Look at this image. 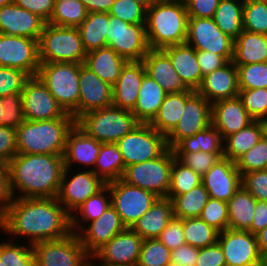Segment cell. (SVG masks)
I'll use <instances>...</instances> for the list:
<instances>
[{"mask_svg": "<svg viewBox=\"0 0 267 266\" xmlns=\"http://www.w3.org/2000/svg\"><path fill=\"white\" fill-rule=\"evenodd\" d=\"M173 149L168 148L160 157L125 167L122 180L128 184L166 198L170 187Z\"/></svg>", "mask_w": 267, "mask_h": 266, "instance_id": "8", "label": "cell"}, {"mask_svg": "<svg viewBox=\"0 0 267 266\" xmlns=\"http://www.w3.org/2000/svg\"><path fill=\"white\" fill-rule=\"evenodd\" d=\"M197 60L203 76L228 63L222 55L202 50H197Z\"/></svg>", "mask_w": 267, "mask_h": 266, "instance_id": "65", "label": "cell"}, {"mask_svg": "<svg viewBox=\"0 0 267 266\" xmlns=\"http://www.w3.org/2000/svg\"><path fill=\"white\" fill-rule=\"evenodd\" d=\"M4 105V126L17 129L24 121L21 93L2 97Z\"/></svg>", "mask_w": 267, "mask_h": 266, "instance_id": "55", "label": "cell"}, {"mask_svg": "<svg viewBox=\"0 0 267 266\" xmlns=\"http://www.w3.org/2000/svg\"><path fill=\"white\" fill-rule=\"evenodd\" d=\"M212 103L194 91L185 101V106L176 127L166 136L167 146L173 149L181 140L195 135L212 124Z\"/></svg>", "mask_w": 267, "mask_h": 266, "instance_id": "16", "label": "cell"}, {"mask_svg": "<svg viewBox=\"0 0 267 266\" xmlns=\"http://www.w3.org/2000/svg\"><path fill=\"white\" fill-rule=\"evenodd\" d=\"M173 216L172 201L168 198H158L131 229L143 240L158 238Z\"/></svg>", "mask_w": 267, "mask_h": 266, "instance_id": "30", "label": "cell"}, {"mask_svg": "<svg viewBox=\"0 0 267 266\" xmlns=\"http://www.w3.org/2000/svg\"><path fill=\"white\" fill-rule=\"evenodd\" d=\"M232 62L236 66L267 62V35L243 30L234 40Z\"/></svg>", "mask_w": 267, "mask_h": 266, "instance_id": "32", "label": "cell"}, {"mask_svg": "<svg viewBox=\"0 0 267 266\" xmlns=\"http://www.w3.org/2000/svg\"><path fill=\"white\" fill-rule=\"evenodd\" d=\"M145 75L143 61H128L117 82L112 86V105L132 111L136 105L139 89Z\"/></svg>", "mask_w": 267, "mask_h": 266, "instance_id": "26", "label": "cell"}, {"mask_svg": "<svg viewBox=\"0 0 267 266\" xmlns=\"http://www.w3.org/2000/svg\"><path fill=\"white\" fill-rule=\"evenodd\" d=\"M109 13H88L78 27L86 53L107 46Z\"/></svg>", "mask_w": 267, "mask_h": 266, "instance_id": "38", "label": "cell"}, {"mask_svg": "<svg viewBox=\"0 0 267 266\" xmlns=\"http://www.w3.org/2000/svg\"><path fill=\"white\" fill-rule=\"evenodd\" d=\"M17 155L16 129L0 126V164L7 163Z\"/></svg>", "mask_w": 267, "mask_h": 266, "instance_id": "59", "label": "cell"}, {"mask_svg": "<svg viewBox=\"0 0 267 266\" xmlns=\"http://www.w3.org/2000/svg\"><path fill=\"white\" fill-rule=\"evenodd\" d=\"M29 77L24 71L0 66V98L21 93Z\"/></svg>", "mask_w": 267, "mask_h": 266, "instance_id": "53", "label": "cell"}, {"mask_svg": "<svg viewBox=\"0 0 267 266\" xmlns=\"http://www.w3.org/2000/svg\"><path fill=\"white\" fill-rule=\"evenodd\" d=\"M223 137L218 129L210 124L204 130L197 132L191 137L184 138L174 148L175 154H189L198 151L214 153L220 159L223 158L224 147L221 142Z\"/></svg>", "mask_w": 267, "mask_h": 266, "instance_id": "36", "label": "cell"}, {"mask_svg": "<svg viewBox=\"0 0 267 266\" xmlns=\"http://www.w3.org/2000/svg\"><path fill=\"white\" fill-rule=\"evenodd\" d=\"M161 50L170 58L174 70L185 85L197 91L204 77L198 64L197 50L187 43L167 46Z\"/></svg>", "mask_w": 267, "mask_h": 266, "instance_id": "28", "label": "cell"}, {"mask_svg": "<svg viewBox=\"0 0 267 266\" xmlns=\"http://www.w3.org/2000/svg\"><path fill=\"white\" fill-rule=\"evenodd\" d=\"M112 103V85L83 64L79 74L78 118L89 111L111 106Z\"/></svg>", "mask_w": 267, "mask_h": 266, "instance_id": "20", "label": "cell"}, {"mask_svg": "<svg viewBox=\"0 0 267 266\" xmlns=\"http://www.w3.org/2000/svg\"><path fill=\"white\" fill-rule=\"evenodd\" d=\"M218 242L227 266H259L260 251L251 232L227 228L219 232Z\"/></svg>", "mask_w": 267, "mask_h": 266, "instance_id": "18", "label": "cell"}, {"mask_svg": "<svg viewBox=\"0 0 267 266\" xmlns=\"http://www.w3.org/2000/svg\"><path fill=\"white\" fill-rule=\"evenodd\" d=\"M35 266H90L87 262L90 256L81 244L76 232L57 239L35 243ZM86 259V260H85Z\"/></svg>", "mask_w": 267, "mask_h": 266, "instance_id": "10", "label": "cell"}, {"mask_svg": "<svg viewBox=\"0 0 267 266\" xmlns=\"http://www.w3.org/2000/svg\"><path fill=\"white\" fill-rule=\"evenodd\" d=\"M243 30L267 35V1L244 0Z\"/></svg>", "mask_w": 267, "mask_h": 266, "instance_id": "45", "label": "cell"}, {"mask_svg": "<svg viewBox=\"0 0 267 266\" xmlns=\"http://www.w3.org/2000/svg\"><path fill=\"white\" fill-rule=\"evenodd\" d=\"M195 266H227L223 250L218 241L207 247L199 248Z\"/></svg>", "mask_w": 267, "mask_h": 266, "instance_id": "60", "label": "cell"}, {"mask_svg": "<svg viewBox=\"0 0 267 266\" xmlns=\"http://www.w3.org/2000/svg\"><path fill=\"white\" fill-rule=\"evenodd\" d=\"M0 66L37 76L40 66L38 40L0 33Z\"/></svg>", "mask_w": 267, "mask_h": 266, "instance_id": "14", "label": "cell"}, {"mask_svg": "<svg viewBox=\"0 0 267 266\" xmlns=\"http://www.w3.org/2000/svg\"><path fill=\"white\" fill-rule=\"evenodd\" d=\"M189 15L184 0H160L146 11L145 29L150 49L183 44Z\"/></svg>", "mask_w": 267, "mask_h": 266, "instance_id": "4", "label": "cell"}, {"mask_svg": "<svg viewBox=\"0 0 267 266\" xmlns=\"http://www.w3.org/2000/svg\"><path fill=\"white\" fill-rule=\"evenodd\" d=\"M175 157L186 167L203 177L220 158L214 153L198 151L189 154H175Z\"/></svg>", "mask_w": 267, "mask_h": 266, "instance_id": "54", "label": "cell"}, {"mask_svg": "<svg viewBox=\"0 0 267 266\" xmlns=\"http://www.w3.org/2000/svg\"><path fill=\"white\" fill-rule=\"evenodd\" d=\"M56 198L17 197L0 219V228L32 238V245L57 240L72 233L71 215Z\"/></svg>", "mask_w": 267, "mask_h": 266, "instance_id": "1", "label": "cell"}, {"mask_svg": "<svg viewBox=\"0 0 267 266\" xmlns=\"http://www.w3.org/2000/svg\"><path fill=\"white\" fill-rule=\"evenodd\" d=\"M200 218L219 232L226 230L229 221L227 202L210 197Z\"/></svg>", "mask_w": 267, "mask_h": 266, "instance_id": "52", "label": "cell"}, {"mask_svg": "<svg viewBox=\"0 0 267 266\" xmlns=\"http://www.w3.org/2000/svg\"><path fill=\"white\" fill-rule=\"evenodd\" d=\"M78 63H40L37 76L55 97L66 113L78 119L79 74Z\"/></svg>", "mask_w": 267, "mask_h": 266, "instance_id": "7", "label": "cell"}, {"mask_svg": "<svg viewBox=\"0 0 267 266\" xmlns=\"http://www.w3.org/2000/svg\"><path fill=\"white\" fill-rule=\"evenodd\" d=\"M21 95L27 121L63 118L67 114L38 76L25 81Z\"/></svg>", "mask_w": 267, "mask_h": 266, "instance_id": "15", "label": "cell"}, {"mask_svg": "<svg viewBox=\"0 0 267 266\" xmlns=\"http://www.w3.org/2000/svg\"><path fill=\"white\" fill-rule=\"evenodd\" d=\"M136 3L143 6L146 10L151 8L155 3L159 2L160 0H134Z\"/></svg>", "mask_w": 267, "mask_h": 266, "instance_id": "69", "label": "cell"}, {"mask_svg": "<svg viewBox=\"0 0 267 266\" xmlns=\"http://www.w3.org/2000/svg\"><path fill=\"white\" fill-rule=\"evenodd\" d=\"M146 11L134 0H115L108 13L128 24H145Z\"/></svg>", "mask_w": 267, "mask_h": 266, "instance_id": "50", "label": "cell"}, {"mask_svg": "<svg viewBox=\"0 0 267 266\" xmlns=\"http://www.w3.org/2000/svg\"><path fill=\"white\" fill-rule=\"evenodd\" d=\"M137 266H171V250L158 238L145 239Z\"/></svg>", "mask_w": 267, "mask_h": 266, "instance_id": "46", "label": "cell"}, {"mask_svg": "<svg viewBox=\"0 0 267 266\" xmlns=\"http://www.w3.org/2000/svg\"><path fill=\"white\" fill-rule=\"evenodd\" d=\"M4 125V105L2 103V97L0 98V126Z\"/></svg>", "mask_w": 267, "mask_h": 266, "instance_id": "71", "label": "cell"}, {"mask_svg": "<svg viewBox=\"0 0 267 266\" xmlns=\"http://www.w3.org/2000/svg\"><path fill=\"white\" fill-rule=\"evenodd\" d=\"M193 92L167 93L160 109L149 125L157 132L167 136L181 119L185 101Z\"/></svg>", "mask_w": 267, "mask_h": 266, "instance_id": "35", "label": "cell"}, {"mask_svg": "<svg viewBox=\"0 0 267 266\" xmlns=\"http://www.w3.org/2000/svg\"><path fill=\"white\" fill-rule=\"evenodd\" d=\"M143 239L131 228L118 233L92 256L103 260L101 266L134 265L138 263Z\"/></svg>", "mask_w": 267, "mask_h": 266, "instance_id": "19", "label": "cell"}, {"mask_svg": "<svg viewBox=\"0 0 267 266\" xmlns=\"http://www.w3.org/2000/svg\"><path fill=\"white\" fill-rule=\"evenodd\" d=\"M237 0H221L214 14V22L218 28L232 39H236L243 31V5Z\"/></svg>", "mask_w": 267, "mask_h": 266, "instance_id": "40", "label": "cell"}, {"mask_svg": "<svg viewBox=\"0 0 267 266\" xmlns=\"http://www.w3.org/2000/svg\"><path fill=\"white\" fill-rule=\"evenodd\" d=\"M209 198V193L203 184H200L185 194L175 196L171 200L174 217L181 219L200 217Z\"/></svg>", "mask_w": 267, "mask_h": 266, "instance_id": "41", "label": "cell"}, {"mask_svg": "<svg viewBox=\"0 0 267 266\" xmlns=\"http://www.w3.org/2000/svg\"><path fill=\"white\" fill-rule=\"evenodd\" d=\"M126 226L115 208L110 205L98 218L91 221L90 226L82 235L78 233L81 244L89 255H93L104 244L108 243L118 233L124 231Z\"/></svg>", "mask_w": 267, "mask_h": 266, "instance_id": "25", "label": "cell"}, {"mask_svg": "<svg viewBox=\"0 0 267 266\" xmlns=\"http://www.w3.org/2000/svg\"><path fill=\"white\" fill-rule=\"evenodd\" d=\"M185 43L195 50L211 51L232 61L234 39L223 33L213 18L189 17Z\"/></svg>", "mask_w": 267, "mask_h": 266, "instance_id": "13", "label": "cell"}, {"mask_svg": "<svg viewBox=\"0 0 267 266\" xmlns=\"http://www.w3.org/2000/svg\"><path fill=\"white\" fill-rule=\"evenodd\" d=\"M40 63L84 64L86 51L78 27L46 23L38 41Z\"/></svg>", "mask_w": 267, "mask_h": 266, "instance_id": "6", "label": "cell"}, {"mask_svg": "<svg viewBox=\"0 0 267 266\" xmlns=\"http://www.w3.org/2000/svg\"><path fill=\"white\" fill-rule=\"evenodd\" d=\"M107 185L112 197L111 205L126 228H131L159 198L153 192L128 184L122 179L107 183Z\"/></svg>", "mask_w": 267, "mask_h": 266, "instance_id": "11", "label": "cell"}, {"mask_svg": "<svg viewBox=\"0 0 267 266\" xmlns=\"http://www.w3.org/2000/svg\"><path fill=\"white\" fill-rule=\"evenodd\" d=\"M14 193L11 189L10 176L7 165L0 164V219L5 215L12 204Z\"/></svg>", "mask_w": 267, "mask_h": 266, "instance_id": "64", "label": "cell"}, {"mask_svg": "<svg viewBox=\"0 0 267 266\" xmlns=\"http://www.w3.org/2000/svg\"><path fill=\"white\" fill-rule=\"evenodd\" d=\"M199 248L189 244L171 250V266H195Z\"/></svg>", "mask_w": 267, "mask_h": 266, "instance_id": "63", "label": "cell"}, {"mask_svg": "<svg viewBox=\"0 0 267 266\" xmlns=\"http://www.w3.org/2000/svg\"><path fill=\"white\" fill-rule=\"evenodd\" d=\"M14 3L38 15L46 23L49 21L55 6V0H14Z\"/></svg>", "mask_w": 267, "mask_h": 266, "instance_id": "62", "label": "cell"}, {"mask_svg": "<svg viewBox=\"0 0 267 266\" xmlns=\"http://www.w3.org/2000/svg\"><path fill=\"white\" fill-rule=\"evenodd\" d=\"M202 184L211 198L228 202L241 187V174L236 162L221 158L202 177Z\"/></svg>", "mask_w": 267, "mask_h": 266, "instance_id": "21", "label": "cell"}, {"mask_svg": "<svg viewBox=\"0 0 267 266\" xmlns=\"http://www.w3.org/2000/svg\"><path fill=\"white\" fill-rule=\"evenodd\" d=\"M12 2H14V0H0V8L4 5L11 4Z\"/></svg>", "mask_w": 267, "mask_h": 266, "instance_id": "72", "label": "cell"}, {"mask_svg": "<svg viewBox=\"0 0 267 266\" xmlns=\"http://www.w3.org/2000/svg\"><path fill=\"white\" fill-rule=\"evenodd\" d=\"M241 185L259 201H267V169L244 173Z\"/></svg>", "mask_w": 267, "mask_h": 266, "instance_id": "57", "label": "cell"}, {"mask_svg": "<svg viewBox=\"0 0 267 266\" xmlns=\"http://www.w3.org/2000/svg\"><path fill=\"white\" fill-rule=\"evenodd\" d=\"M30 248L17 246L10 242L0 244V260L4 266H35L34 251Z\"/></svg>", "mask_w": 267, "mask_h": 266, "instance_id": "51", "label": "cell"}, {"mask_svg": "<svg viewBox=\"0 0 267 266\" xmlns=\"http://www.w3.org/2000/svg\"><path fill=\"white\" fill-rule=\"evenodd\" d=\"M158 239L170 250L185 245L183 219L173 216Z\"/></svg>", "mask_w": 267, "mask_h": 266, "instance_id": "58", "label": "cell"}, {"mask_svg": "<svg viewBox=\"0 0 267 266\" xmlns=\"http://www.w3.org/2000/svg\"><path fill=\"white\" fill-rule=\"evenodd\" d=\"M114 266H137V264H134V265H114Z\"/></svg>", "mask_w": 267, "mask_h": 266, "instance_id": "73", "label": "cell"}, {"mask_svg": "<svg viewBox=\"0 0 267 266\" xmlns=\"http://www.w3.org/2000/svg\"><path fill=\"white\" fill-rule=\"evenodd\" d=\"M125 164L142 163L160 157L167 149L166 136L141 123L116 142Z\"/></svg>", "mask_w": 267, "mask_h": 266, "instance_id": "9", "label": "cell"}, {"mask_svg": "<svg viewBox=\"0 0 267 266\" xmlns=\"http://www.w3.org/2000/svg\"><path fill=\"white\" fill-rule=\"evenodd\" d=\"M183 233L186 244L203 248L218 241L219 231L200 217L183 219Z\"/></svg>", "mask_w": 267, "mask_h": 266, "instance_id": "43", "label": "cell"}, {"mask_svg": "<svg viewBox=\"0 0 267 266\" xmlns=\"http://www.w3.org/2000/svg\"><path fill=\"white\" fill-rule=\"evenodd\" d=\"M166 95L167 92L146 74L143 77L132 113L140 123L149 124L160 109Z\"/></svg>", "mask_w": 267, "mask_h": 266, "instance_id": "33", "label": "cell"}, {"mask_svg": "<svg viewBox=\"0 0 267 266\" xmlns=\"http://www.w3.org/2000/svg\"><path fill=\"white\" fill-rule=\"evenodd\" d=\"M95 167L92 171L105 183H110L122 178L125 164L122 154L116 143H102Z\"/></svg>", "mask_w": 267, "mask_h": 266, "instance_id": "39", "label": "cell"}, {"mask_svg": "<svg viewBox=\"0 0 267 266\" xmlns=\"http://www.w3.org/2000/svg\"><path fill=\"white\" fill-rule=\"evenodd\" d=\"M46 22L14 2L0 8V33L38 40Z\"/></svg>", "mask_w": 267, "mask_h": 266, "instance_id": "22", "label": "cell"}, {"mask_svg": "<svg viewBox=\"0 0 267 266\" xmlns=\"http://www.w3.org/2000/svg\"><path fill=\"white\" fill-rule=\"evenodd\" d=\"M76 120L67 113L51 120H25L16 129L17 154H50L63 156L67 135Z\"/></svg>", "mask_w": 267, "mask_h": 266, "instance_id": "3", "label": "cell"}, {"mask_svg": "<svg viewBox=\"0 0 267 266\" xmlns=\"http://www.w3.org/2000/svg\"><path fill=\"white\" fill-rule=\"evenodd\" d=\"M228 204V228L248 231L254 216L256 199L241 185Z\"/></svg>", "mask_w": 267, "mask_h": 266, "instance_id": "37", "label": "cell"}, {"mask_svg": "<svg viewBox=\"0 0 267 266\" xmlns=\"http://www.w3.org/2000/svg\"><path fill=\"white\" fill-rule=\"evenodd\" d=\"M68 169L64 168L60 187L56 199L63 204V207L71 215V229L77 227L78 219L72 216L69 211H76L89 197L99 192L106 184L92 171H85L74 175L66 182ZM65 205V206H64Z\"/></svg>", "mask_w": 267, "mask_h": 266, "instance_id": "17", "label": "cell"}, {"mask_svg": "<svg viewBox=\"0 0 267 266\" xmlns=\"http://www.w3.org/2000/svg\"><path fill=\"white\" fill-rule=\"evenodd\" d=\"M239 90L267 88V62L236 66Z\"/></svg>", "mask_w": 267, "mask_h": 266, "instance_id": "48", "label": "cell"}, {"mask_svg": "<svg viewBox=\"0 0 267 266\" xmlns=\"http://www.w3.org/2000/svg\"><path fill=\"white\" fill-rule=\"evenodd\" d=\"M235 162L241 176L244 173L267 169V130L260 141Z\"/></svg>", "mask_w": 267, "mask_h": 266, "instance_id": "47", "label": "cell"}, {"mask_svg": "<svg viewBox=\"0 0 267 266\" xmlns=\"http://www.w3.org/2000/svg\"><path fill=\"white\" fill-rule=\"evenodd\" d=\"M105 191H109L107 184L76 209L80 210L84 220L93 221L98 219L111 205V200L108 202V200H106V196H104L105 193L103 192Z\"/></svg>", "mask_w": 267, "mask_h": 266, "instance_id": "56", "label": "cell"}, {"mask_svg": "<svg viewBox=\"0 0 267 266\" xmlns=\"http://www.w3.org/2000/svg\"><path fill=\"white\" fill-rule=\"evenodd\" d=\"M102 143L88 136L76 124L67 135L63 155L65 168L69 169L72 162L95 164Z\"/></svg>", "mask_w": 267, "mask_h": 266, "instance_id": "29", "label": "cell"}, {"mask_svg": "<svg viewBox=\"0 0 267 266\" xmlns=\"http://www.w3.org/2000/svg\"><path fill=\"white\" fill-rule=\"evenodd\" d=\"M221 0H184L189 17L213 18Z\"/></svg>", "mask_w": 267, "mask_h": 266, "instance_id": "61", "label": "cell"}, {"mask_svg": "<svg viewBox=\"0 0 267 266\" xmlns=\"http://www.w3.org/2000/svg\"><path fill=\"white\" fill-rule=\"evenodd\" d=\"M80 0H55L53 13L47 23L61 27H79L87 17Z\"/></svg>", "mask_w": 267, "mask_h": 266, "instance_id": "42", "label": "cell"}, {"mask_svg": "<svg viewBox=\"0 0 267 266\" xmlns=\"http://www.w3.org/2000/svg\"><path fill=\"white\" fill-rule=\"evenodd\" d=\"M197 92L210 103L238 97V70L236 65L229 61L223 67L206 74Z\"/></svg>", "mask_w": 267, "mask_h": 266, "instance_id": "24", "label": "cell"}, {"mask_svg": "<svg viewBox=\"0 0 267 266\" xmlns=\"http://www.w3.org/2000/svg\"><path fill=\"white\" fill-rule=\"evenodd\" d=\"M200 184H202V177L175 158L172 163L170 187L166 198L172 200L175 196L185 194Z\"/></svg>", "mask_w": 267, "mask_h": 266, "instance_id": "44", "label": "cell"}, {"mask_svg": "<svg viewBox=\"0 0 267 266\" xmlns=\"http://www.w3.org/2000/svg\"><path fill=\"white\" fill-rule=\"evenodd\" d=\"M107 46L128 61H142L150 50L145 24H128L109 15Z\"/></svg>", "mask_w": 267, "mask_h": 266, "instance_id": "12", "label": "cell"}, {"mask_svg": "<svg viewBox=\"0 0 267 266\" xmlns=\"http://www.w3.org/2000/svg\"><path fill=\"white\" fill-rule=\"evenodd\" d=\"M128 62L112 48L106 46L86 54L84 65L103 81L112 86L117 82L122 69Z\"/></svg>", "mask_w": 267, "mask_h": 266, "instance_id": "31", "label": "cell"}, {"mask_svg": "<svg viewBox=\"0 0 267 266\" xmlns=\"http://www.w3.org/2000/svg\"><path fill=\"white\" fill-rule=\"evenodd\" d=\"M141 123L132 111L111 105L89 111L76 120V125L101 143H116Z\"/></svg>", "mask_w": 267, "mask_h": 266, "instance_id": "5", "label": "cell"}, {"mask_svg": "<svg viewBox=\"0 0 267 266\" xmlns=\"http://www.w3.org/2000/svg\"><path fill=\"white\" fill-rule=\"evenodd\" d=\"M12 192L19 189L20 198H56L64 158L50 154H17L7 163Z\"/></svg>", "mask_w": 267, "mask_h": 266, "instance_id": "2", "label": "cell"}, {"mask_svg": "<svg viewBox=\"0 0 267 266\" xmlns=\"http://www.w3.org/2000/svg\"><path fill=\"white\" fill-rule=\"evenodd\" d=\"M267 226V201L256 200L254 216L251 228L248 230L252 234H256Z\"/></svg>", "mask_w": 267, "mask_h": 266, "instance_id": "66", "label": "cell"}, {"mask_svg": "<svg viewBox=\"0 0 267 266\" xmlns=\"http://www.w3.org/2000/svg\"><path fill=\"white\" fill-rule=\"evenodd\" d=\"M142 61L146 74L167 93L193 91L185 85L174 70L170 58L161 49H150Z\"/></svg>", "mask_w": 267, "mask_h": 266, "instance_id": "27", "label": "cell"}, {"mask_svg": "<svg viewBox=\"0 0 267 266\" xmlns=\"http://www.w3.org/2000/svg\"><path fill=\"white\" fill-rule=\"evenodd\" d=\"M255 236L257 240L258 249L261 252L263 249L267 248V226L261 231L257 232Z\"/></svg>", "mask_w": 267, "mask_h": 266, "instance_id": "68", "label": "cell"}, {"mask_svg": "<svg viewBox=\"0 0 267 266\" xmlns=\"http://www.w3.org/2000/svg\"><path fill=\"white\" fill-rule=\"evenodd\" d=\"M212 124L223 139L251 124L254 119L249 115L239 97L221 99L212 103Z\"/></svg>", "mask_w": 267, "mask_h": 266, "instance_id": "23", "label": "cell"}, {"mask_svg": "<svg viewBox=\"0 0 267 266\" xmlns=\"http://www.w3.org/2000/svg\"><path fill=\"white\" fill-rule=\"evenodd\" d=\"M0 266H4L3 260H0Z\"/></svg>", "mask_w": 267, "mask_h": 266, "instance_id": "74", "label": "cell"}, {"mask_svg": "<svg viewBox=\"0 0 267 266\" xmlns=\"http://www.w3.org/2000/svg\"><path fill=\"white\" fill-rule=\"evenodd\" d=\"M238 97L254 120L267 122V88L239 90Z\"/></svg>", "mask_w": 267, "mask_h": 266, "instance_id": "49", "label": "cell"}, {"mask_svg": "<svg viewBox=\"0 0 267 266\" xmlns=\"http://www.w3.org/2000/svg\"><path fill=\"white\" fill-rule=\"evenodd\" d=\"M267 130V122L254 120L247 127L225 138L223 157L232 161L239 159L244 153L252 149L264 136Z\"/></svg>", "mask_w": 267, "mask_h": 266, "instance_id": "34", "label": "cell"}, {"mask_svg": "<svg viewBox=\"0 0 267 266\" xmlns=\"http://www.w3.org/2000/svg\"><path fill=\"white\" fill-rule=\"evenodd\" d=\"M259 266H267V248L260 252Z\"/></svg>", "mask_w": 267, "mask_h": 266, "instance_id": "70", "label": "cell"}, {"mask_svg": "<svg viewBox=\"0 0 267 266\" xmlns=\"http://www.w3.org/2000/svg\"><path fill=\"white\" fill-rule=\"evenodd\" d=\"M88 13H108L115 0H80Z\"/></svg>", "mask_w": 267, "mask_h": 266, "instance_id": "67", "label": "cell"}]
</instances>
